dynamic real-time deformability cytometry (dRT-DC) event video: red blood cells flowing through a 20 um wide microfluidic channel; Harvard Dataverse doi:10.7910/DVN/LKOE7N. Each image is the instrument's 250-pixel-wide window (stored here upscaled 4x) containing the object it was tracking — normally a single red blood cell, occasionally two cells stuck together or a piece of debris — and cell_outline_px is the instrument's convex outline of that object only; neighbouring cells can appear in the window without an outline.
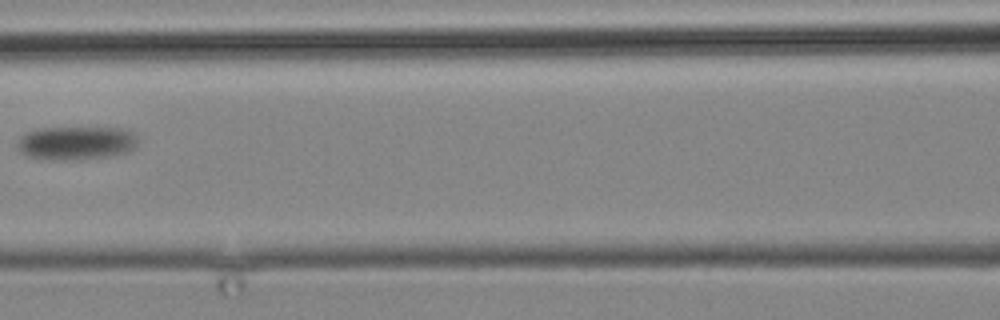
{"species": "common noctule bat (a hibernating species)", "species_latin": "Nyctalus noctula", "temperature_condition": "cold", "stored_images_in_passage": 8, "camera_frame_rate_fps": 3000, "um_per_image_px": 0.085, "animal": {"sex": "male", "body_mass_g": 19.2, "forearm_length_mm": 51.8}, "frame": {"image": 1, "passage_image": 6, "time_ms": 7.333, "image_size_px": [1000, 320], "cell_outline_px": [[136, 144], [128, 152], [112, 156], [76, 160], [44, 160], [24, 156], [16, 148], [16, 144], [20, 136], [28, 132], [40, 128], [120, 128], [132, 132], [136, 136]], "centroid_in_image_um": [6.4, 12.18], "position_along_channel_um": 160.2, "area_um2": 23.87}}
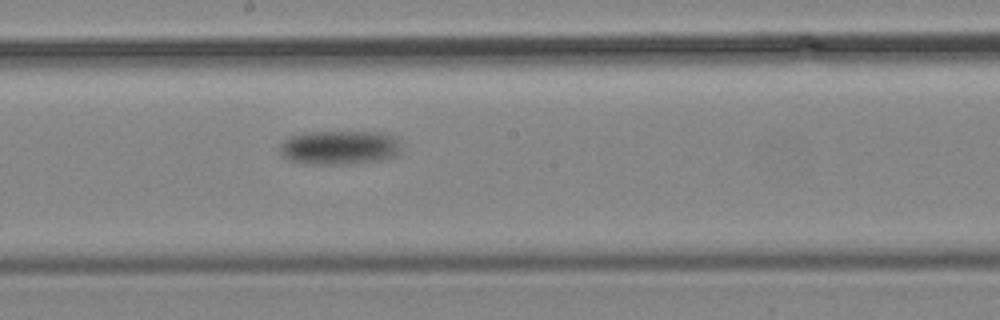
{"frame": {"image": 2, "passage_image": 8, "time_ms": 9.667, "image_size_px": [1000, 320], "cell_outline_px": [[400, 148], [396, 156], [380, 160], [344, 164], [304, 164], [288, 160], [280, 152], [280, 144], [288, 136], [304, 132], [384, 132], [396, 136], [400, 144]], "centroid_in_image_um": [28.84, 12.53], "position_along_channel_um": 219.4, "area_um2": 24.39}}